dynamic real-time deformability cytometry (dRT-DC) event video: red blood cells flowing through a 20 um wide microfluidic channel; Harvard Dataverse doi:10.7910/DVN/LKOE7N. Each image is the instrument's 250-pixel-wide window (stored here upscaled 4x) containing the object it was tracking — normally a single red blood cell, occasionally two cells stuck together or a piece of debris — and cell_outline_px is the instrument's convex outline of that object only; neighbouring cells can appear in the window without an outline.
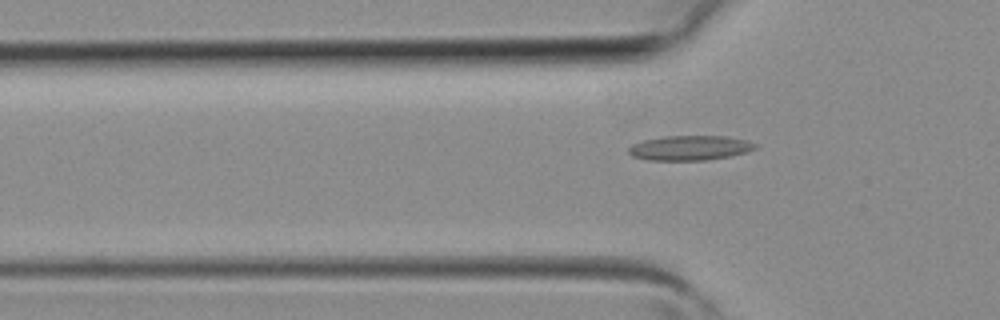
{"species": "common noctule bat (a hibernating species)", "species_latin": "Nyctalus noctula", "temperature_condition": "room temperature", "stored_images_in_passage": 3, "camera_frame_rate_fps": 3000, "um_per_image_px": 0.085, "animal": {"sex": "female", "body_mass_g": 19.3, "forearm_length_mm": 54.1}, "frame": {"image": 1, "passage_image": 3, "time_ms": 0.667, "image_size_px": [1000, 320], "cell_outline_px": [[756, 148], [744, 152], [728, 156], [704, 160], [648, 160], [632, 156], [628, 152], [628, 148], [632, 144], [644, 140], [664, 136], [724, 136], [744, 140], [756, 144]], "centroid_in_image_um": [58.57, 12.57], "position_along_channel_um": 67.2, "area_um2": 17.98}}